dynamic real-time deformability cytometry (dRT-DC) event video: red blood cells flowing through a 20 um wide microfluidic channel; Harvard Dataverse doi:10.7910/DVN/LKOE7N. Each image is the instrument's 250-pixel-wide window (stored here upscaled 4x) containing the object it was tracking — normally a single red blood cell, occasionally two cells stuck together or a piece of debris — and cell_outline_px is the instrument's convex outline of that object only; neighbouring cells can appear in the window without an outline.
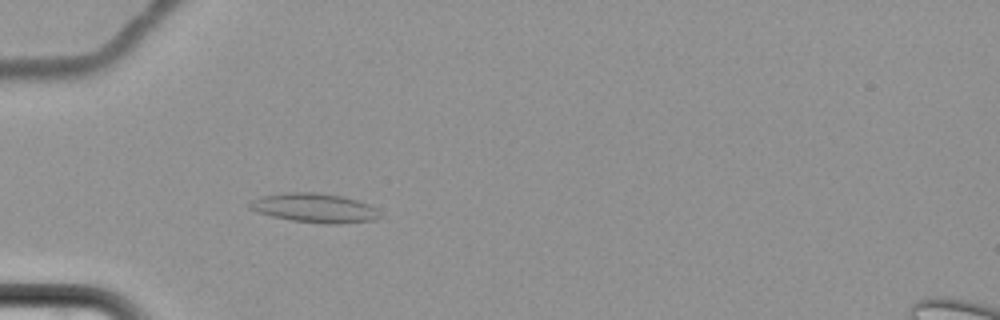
{"species": "common noctule bat (a hibernating species)", "species_latin": "Nyctalus noctula", "temperature_condition": "cold", "stored_images_in_passage": 51, "camera_frame_rate_fps": 3000, "um_per_image_px": 0.085, "animal": {"sex": "female", "body_mass_g": 22.7, "forearm_length_mm": 54.2}, "frame": {"image": 1, "passage_image": 9, "time_ms": 2.667, "image_size_px": [1000, 320], "cell_outline_px": [[380, 216], [376, 220], [340, 224], [324, 224], [292, 220], [272, 216], [248, 208], [248, 204], [252, 200], [260, 196], [284, 192], [316, 192], [340, 196], [356, 200], [368, 204], [376, 208]], "centroid_in_image_um": [26.73, 17.67], "position_along_channel_um": 58.3, "area_um2": 22.14}}
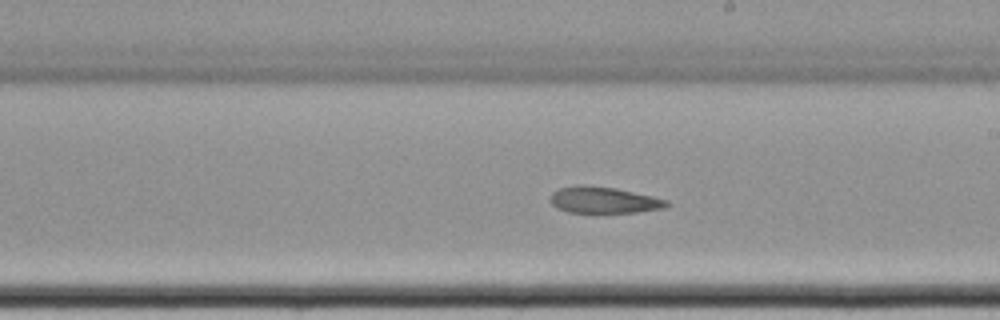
{"frame": {"image": 2, "passage_image": 26, "time_ms": 8.333, "image_size_px": [1000, 320], "cell_outline_px": [[672, 204], [664, 208], [636, 212], [568, 212], [552, 204], [548, 200], [552, 192], [560, 188], [580, 184], [584, 184], [616, 188], [652, 196], [668, 200]], "centroid_in_image_um": [51.32, 16.99], "position_along_channel_um": 237.7, "area_um2": 17.92}}
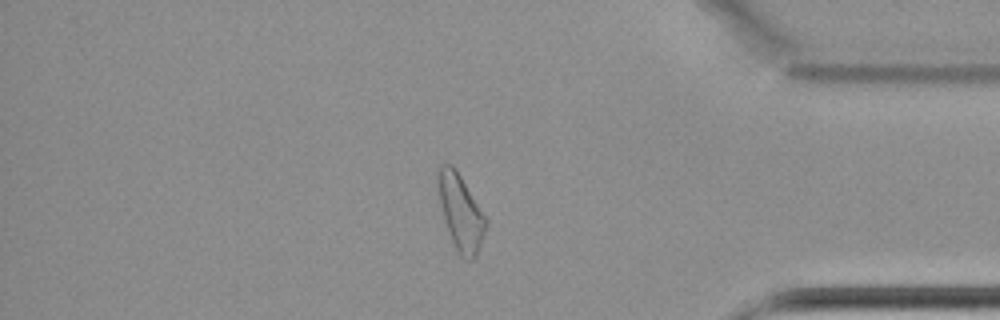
{"frame": {"image": 3, "passage_image": 42, "time_ms": 13.667, "image_size_px": [1000, 320], "cell_outline_px": [[488, 224], [476, 256], [472, 260], [464, 260], [460, 256], [452, 240], [444, 220], [440, 204], [436, 176], [436, 172], [440, 164], [452, 164], [460, 176], [488, 220]], "centroid_in_image_um": [39.15, 18.05], "position_along_channel_um": 396.1, "area_um2": 21.04}}